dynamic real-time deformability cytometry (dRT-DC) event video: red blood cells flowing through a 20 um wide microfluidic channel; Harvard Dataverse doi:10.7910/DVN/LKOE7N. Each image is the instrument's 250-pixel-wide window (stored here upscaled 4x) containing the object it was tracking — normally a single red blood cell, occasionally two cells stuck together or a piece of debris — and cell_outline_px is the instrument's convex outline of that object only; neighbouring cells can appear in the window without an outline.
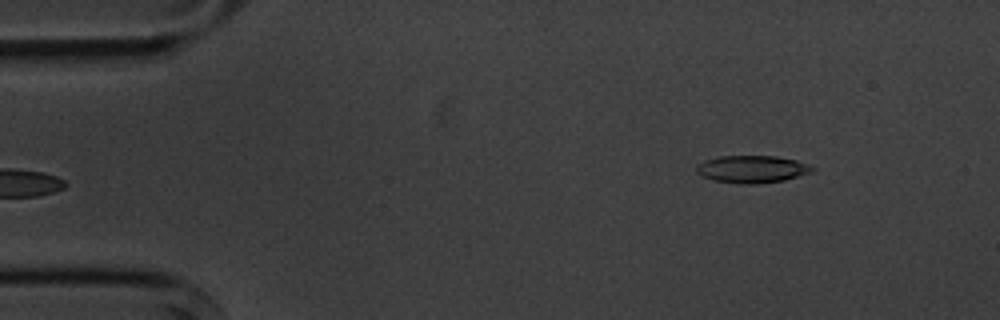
{"species": "common noctule bat (a hibernating species)", "species_latin": "Nyctalus noctula", "temperature_condition": "cold", "stored_images_in_passage": 4, "camera_frame_rate_fps": 3000, "um_per_image_px": 0.085, "animal": {"sex": "male", "body_mass_g": 20.1, "forearm_length_mm": 53.5}, "frame": {"image": 1, "passage_image": 4, "time_ms": 4.667, "image_size_px": [1000, 320], "cell_outline_px": [[816, 172], [784, 180], [756, 184], [740, 184], [712, 180], [696, 172], [696, 168], [704, 160], [720, 156], [776, 156], [796, 160], [808, 164], [816, 168]], "centroid_in_image_um": [63.99, 14.38], "position_along_channel_um": 21.0, "area_um2": 18.61}}